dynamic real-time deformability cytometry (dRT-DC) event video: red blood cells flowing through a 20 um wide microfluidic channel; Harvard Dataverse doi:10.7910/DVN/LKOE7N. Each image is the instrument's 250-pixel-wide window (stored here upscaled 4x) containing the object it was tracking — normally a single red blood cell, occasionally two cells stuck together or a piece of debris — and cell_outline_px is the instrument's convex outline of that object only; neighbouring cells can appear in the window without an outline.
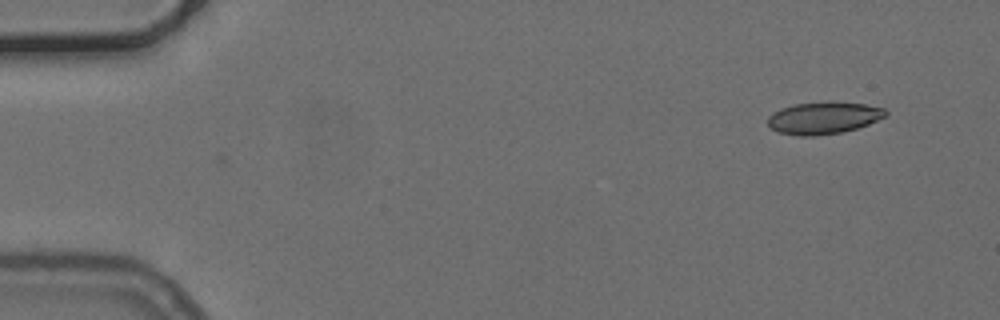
{"species": "common noctule bat (a hibernating species)", "species_latin": "Nyctalus noctula", "temperature_condition": "cold", "stored_images_in_passage": 11, "camera_frame_rate_fps": 3000, "um_per_image_px": 0.085, "animal": {"sex": "female", "body_mass_g": 24.6, "forearm_length_mm": 56.2}, "frame": {"image": 1, "passage_image": 1, "time_ms": 0.0, "image_size_px": [1000, 320], "cell_outline_px": [[888, 112], [884, 116], [868, 124], [844, 132], [816, 136], [800, 136], [776, 132], [768, 124], [768, 116], [772, 112], [780, 108], [796, 104], [828, 100], [832, 100], [864, 104], [884, 108]], "centroid_in_image_um": [69.97, 10.01], "position_along_channel_um": 15.0, "area_um2": 22.37}}